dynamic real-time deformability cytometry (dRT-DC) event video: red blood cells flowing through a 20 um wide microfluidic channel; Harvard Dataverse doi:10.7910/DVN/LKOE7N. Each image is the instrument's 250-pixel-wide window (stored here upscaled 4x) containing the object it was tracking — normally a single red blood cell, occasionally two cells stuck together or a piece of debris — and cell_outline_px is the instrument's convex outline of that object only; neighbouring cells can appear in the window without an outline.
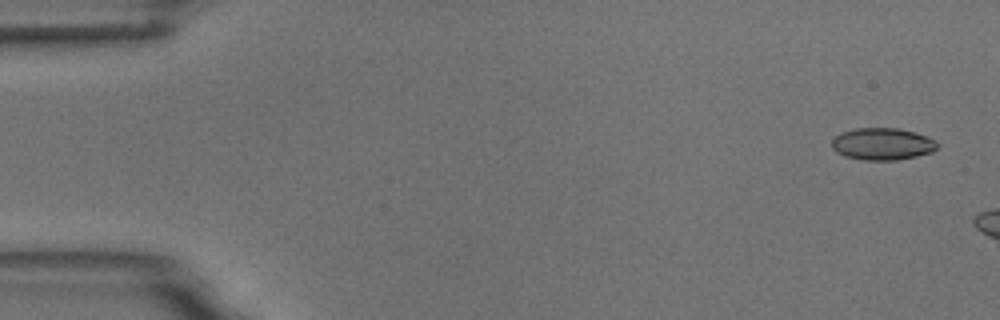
{"species": "common noctule bat (a hibernating species)", "species_latin": "Nyctalus noctula", "temperature_condition": "room temperature", "stored_images_in_passage": 3, "camera_frame_rate_fps": 3000, "um_per_image_px": 0.085, "animal": {"sex": "male", "body_mass_g": 18.8}, "frame": {"image": 1, "passage_image": 1, "time_ms": 0.0, "image_size_px": [1000, 320], "cell_outline_px": [[936, 148], [932, 152], [916, 156], [896, 160], [864, 160], [844, 156], [836, 152], [832, 148], [832, 140], [840, 132], [856, 128], [896, 128], [912, 132], [936, 140]], "centroid_in_image_um": [74.95, 12.24], "position_along_channel_um": 10.0, "area_um2": 19.54}}